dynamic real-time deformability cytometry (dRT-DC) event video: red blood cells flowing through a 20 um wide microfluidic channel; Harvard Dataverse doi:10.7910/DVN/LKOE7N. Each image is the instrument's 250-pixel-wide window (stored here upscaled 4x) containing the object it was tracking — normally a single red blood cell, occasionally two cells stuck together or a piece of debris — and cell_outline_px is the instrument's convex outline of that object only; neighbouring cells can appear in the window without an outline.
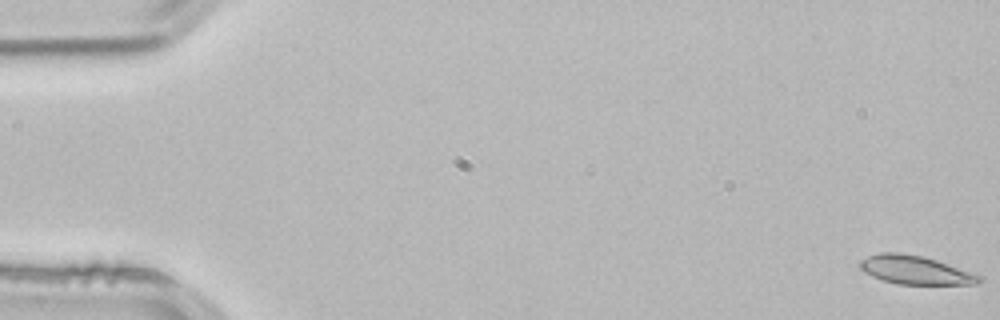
{"species": "common noctule bat (a hibernating species)", "species_latin": "Nyctalus noctula", "temperature_condition": "room temperature", "stored_images_in_passage": 4, "camera_frame_rate_fps": 3000, "um_per_image_px": 0.085, "animal": {"sex": "male", "body_mass_g": 21.5, "forearm_length_mm": 52.0}, "frame": {"image": 1, "passage_image": 1, "time_ms": 0.0, "image_size_px": [1000, 320], "cell_outline_px": [[984, 280], [976, 284], [896, 284], [872, 276], [864, 272], [860, 268], [860, 260], [868, 256], [880, 252], [900, 252], [924, 256], [976, 272], [984, 276]], "centroid_in_image_um": [77.88, 22.94], "position_along_channel_um": 7.1, "area_um2": 20.23}}